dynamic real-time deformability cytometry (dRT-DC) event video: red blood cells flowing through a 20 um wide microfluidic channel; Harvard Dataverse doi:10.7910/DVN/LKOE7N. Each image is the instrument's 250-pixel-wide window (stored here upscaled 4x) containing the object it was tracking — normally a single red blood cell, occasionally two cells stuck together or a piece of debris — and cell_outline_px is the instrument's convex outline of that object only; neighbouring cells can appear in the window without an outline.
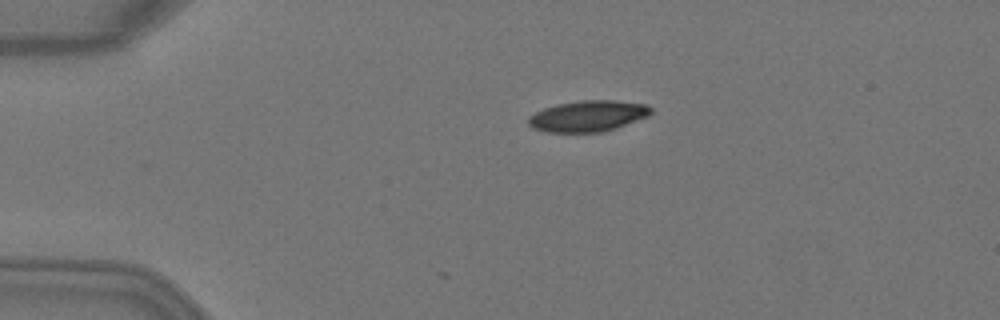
{"species": "Egyptian fruit bat (a non-hibernating species)", "species_latin": "Rousettus aegyptiacus", "temperature_condition": "warm", "stored_images_in_passage": 4, "camera_frame_rate_fps": 3000, "um_per_image_px": 0.085, "animal": {"sex": "female"}, "frame": {"image": 1, "passage_image": 3, "time_ms": 0.667, "image_size_px": [1000, 320], "cell_outline_px": [[652, 112], [648, 116], [616, 128], [604, 132], [548, 132], [532, 128], [528, 124], [528, 116], [544, 108], [556, 104], [580, 100], [616, 100], [648, 104], [652, 108]], "centroid_in_image_um": [49.99, 9.85], "position_along_channel_um": 35.0, "area_um2": 22.37}}